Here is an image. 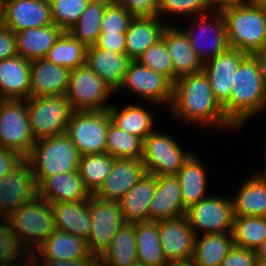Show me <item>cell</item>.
I'll return each mask as SVG.
<instances>
[{
  "mask_svg": "<svg viewBox=\"0 0 266 266\" xmlns=\"http://www.w3.org/2000/svg\"><path fill=\"white\" fill-rule=\"evenodd\" d=\"M167 109H170L169 113L173 118L181 122L236 129L217 102L203 70L176 79L173 83L172 102Z\"/></svg>",
  "mask_w": 266,
  "mask_h": 266,
  "instance_id": "6da1fadb",
  "label": "cell"
},
{
  "mask_svg": "<svg viewBox=\"0 0 266 266\" xmlns=\"http://www.w3.org/2000/svg\"><path fill=\"white\" fill-rule=\"evenodd\" d=\"M232 83L230 100L223 109L226 118L239 129L266 108V85L252 55L241 62Z\"/></svg>",
  "mask_w": 266,
  "mask_h": 266,
  "instance_id": "7a4b0ae2",
  "label": "cell"
},
{
  "mask_svg": "<svg viewBox=\"0 0 266 266\" xmlns=\"http://www.w3.org/2000/svg\"><path fill=\"white\" fill-rule=\"evenodd\" d=\"M229 48L252 55L266 44V9L250 0H238L220 8Z\"/></svg>",
  "mask_w": 266,
  "mask_h": 266,
  "instance_id": "3957f363",
  "label": "cell"
},
{
  "mask_svg": "<svg viewBox=\"0 0 266 266\" xmlns=\"http://www.w3.org/2000/svg\"><path fill=\"white\" fill-rule=\"evenodd\" d=\"M80 154L69 137L63 133L36 140L24 158L39 185L48 177L78 170Z\"/></svg>",
  "mask_w": 266,
  "mask_h": 266,
  "instance_id": "277c9868",
  "label": "cell"
},
{
  "mask_svg": "<svg viewBox=\"0 0 266 266\" xmlns=\"http://www.w3.org/2000/svg\"><path fill=\"white\" fill-rule=\"evenodd\" d=\"M7 219L28 254H33L56 230L52 204L39 196L22 204Z\"/></svg>",
  "mask_w": 266,
  "mask_h": 266,
  "instance_id": "5b68a950",
  "label": "cell"
},
{
  "mask_svg": "<svg viewBox=\"0 0 266 266\" xmlns=\"http://www.w3.org/2000/svg\"><path fill=\"white\" fill-rule=\"evenodd\" d=\"M110 114L104 111H73L65 134L80 156L106 152Z\"/></svg>",
  "mask_w": 266,
  "mask_h": 266,
  "instance_id": "8992f818",
  "label": "cell"
},
{
  "mask_svg": "<svg viewBox=\"0 0 266 266\" xmlns=\"http://www.w3.org/2000/svg\"><path fill=\"white\" fill-rule=\"evenodd\" d=\"M30 129L35 140L65 133L72 109L66 95L30 96L27 99Z\"/></svg>",
  "mask_w": 266,
  "mask_h": 266,
  "instance_id": "52a82bcc",
  "label": "cell"
},
{
  "mask_svg": "<svg viewBox=\"0 0 266 266\" xmlns=\"http://www.w3.org/2000/svg\"><path fill=\"white\" fill-rule=\"evenodd\" d=\"M112 93L110 86L85 63L70 71L66 97L72 111H104L111 105L106 104Z\"/></svg>",
  "mask_w": 266,
  "mask_h": 266,
  "instance_id": "ba28073f",
  "label": "cell"
},
{
  "mask_svg": "<svg viewBox=\"0 0 266 266\" xmlns=\"http://www.w3.org/2000/svg\"><path fill=\"white\" fill-rule=\"evenodd\" d=\"M88 204L90 216L88 249L98 260L109 249L116 232L125 220L116 201L103 200L92 194Z\"/></svg>",
  "mask_w": 266,
  "mask_h": 266,
  "instance_id": "9c48e42d",
  "label": "cell"
},
{
  "mask_svg": "<svg viewBox=\"0 0 266 266\" xmlns=\"http://www.w3.org/2000/svg\"><path fill=\"white\" fill-rule=\"evenodd\" d=\"M191 19L195 20V28L191 25L192 28L182 30L203 64L229 48L225 18L220 9H212Z\"/></svg>",
  "mask_w": 266,
  "mask_h": 266,
  "instance_id": "30bf717a",
  "label": "cell"
},
{
  "mask_svg": "<svg viewBox=\"0 0 266 266\" xmlns=\"http://www.w3.org/2000/svg\"><path fill=\"white\" fill-rule=\"evenodd\" d=\"M35 143L29 124L27 99H4L0 110V146L25 158Z\"/></svg>",
  "mask_w": 266,
  "mask_h": 266,
  "instance_id": "8fae6325",
  "label": "cell"
},
{
  "mask_svg": "<svg viewBox=\"0 0 266 266\" xmlns=\"http://www.w3.org/2000/svg\"><path fill=\"white\" fill-rule=\"evenodd\" d=\"M192 153L168 134L153 131L143 140L142 162L148 173L175 175Z\"/></svg>",
  "mask_w": 266,
  "mask_h": 266,
  "instance_id": "7c38bea8",
  "label": "cell"
},
{
  "mask_svg": "<svg viewBox=\"0 0 266 266\" xmlns=\"http://www.w3.org/2000/svg\"><path fill=\"white\" fill-rule=\"evenodd\" d=\"M191 229L196 236L232 232L233 205L231 197L207 196L186 210Z\"/></svg>",
  "mask_w": 266,
  "mask_h": 266,
  "instance_id": "4fadbf2b",
  "label": "cell"
},
{
  "mask_svg": "<svg viewBox=\"0 0 266 266\" xmlns=\"http://www.w3.org/2000/svg\"><path fill=\"white\" fill-rule=\"evenodd\" d=\"M125 88L153 105H168L172 102L173 83L163 74L141 65L136 60L129 64L124 80L119 87ZM164 103V104H163Z\"/></svg>",
  "mask_w": 266,
  "mask_h": 266,
  "instance_id": "5bb4252c",
  "label": "cell"
},
{
  "mask_svg": "<svg viewBox=\"0 0 266 266\" xmlns=\"http://www.w3.org/2000/svg\"><path fill=\"white\" fill-rule=\"evenodd\" d=\"M38 196L36 177L25 159L0 179V218H8Z\"/></svg>",
  "mask_w": 266,
  "mask_h": 266,
  "instance_id": "9a60e30c",
  "label": "cell"
},
{
  "mask_svg": "<svg viewBox=\"0 0 266 266\" xmlns=\"http://www.w3.org/2000/svg\"><path fill=\"white\" fill-rule=\"evenodd\" d=\"M158 232L168 263L192 260L196 235L185 215L158 221Z\"/></svg>",
  "mask_w": 266,
  "mask_h": 266,
  "instance_id": "2e32d148",
  "label": "cell"
},
{
  "mask_svg": "<svg viewBox=\"0 0 266 266\" xmlns=\"http://www.w3.org/2000/svg\"><path fill=\"white\" fill-rule=\"evenodd\" d=\"M247 56V53L238 49L228 48L203 66L214 96L222 107L230 100L235 73Z\"/></svg>",
  "mask_w": 266,
  "mask_h": 266,
  "instance_id": "e0dca14e",
  "label": "cell"
},
{
  "mask_svg": "<svg viewBox=\"0 0 266 266\" xmlns=\"http://www.w3.org/2000/svg\"><path fill=\"white\" fill-rule=\"evenodd\" d=\"M52 23L49 0L3 1V25L14 33Z\"/></svg>",
  "mask_w": 266,
  "mask_h": 266,
  "instance_id": "ac0fdd59",
  "label": "cell"
},
{
  "mask_svg": "<svg viewBox=\"0 0 266 266\" xmlns=\"http://www.w3.org/2000/svg\"><path fill=\"white\" fill-rule=\"evenodd\" d=\"M146 172L142 159L115 158L111 171L93 194L103 200L118 202Z\"/></svg>",
  "mask_w": 266,
  "mask_h": 266,
  "instance_id": "d6986e66",
  "label": "cell"
},
{
  "mask_svg": "<svg viewBox=\"0 0 266 266\" xmlns=\"http://www.w3.org/2000/svg\"><path fill=\"white\" fill-rule=\"evenodd\" d=\"M181 187L176 175L156 176V190L149 206L148 221H163L185 215Z\"/></svg>",
  "mask_w": 266,
  "mask_h": 266,
  "instance_id": "ffe728a7",
  "label": "cell"
},
{
  "mask_svg": "<svg viewBox=\"0 0 266 266\" xmlns=\"http://www.w3.org/2000/svg\"><path fill=\"white\" fill-rule=\"evenodd\" d=\"M168 48L173 65V83L178 77L203 70L204 64L192 48L182 28L167 25L161 37Z\"/></svg>",
  "mask_w": 266,
  "mask_h": 266,
  "instance_id": "44dd1931",
  "label": "cell"
},
{
  "mask_svg": "<svg viewBox=\"0 0 266 266\" xmlns=\"http://www.w3.org/2000/svg\"><path fill=\"white\" fill-rule=\"evenodd\" d=\"M132 59L126 53L87 47L85 63L115 92L121 86Z\"/></svg>",
  "mask_w": 266,
  "mask_h": 266,
  "instance_id": "7402d4cb",
  "label": "cell"
},
{
  "mask_svg": "<svg viewBox=\"0 0 266 266\" xmlns=\"http://www.w3.org/2000/svg\"><path fill=\"white\" fill-rule=\"evenodd\" d=\"M70 70L47 61L45 58L31 61L30 96L66 95Z\"/></svg>",
  "mask_w": 266,
  "mask_h": 266,
  "instance_id": "603a6c76",
  "label": "cell"
},
{
  "mask_svg": "<svg viewBox=\"0 0 266 266\" xmlns=\"http://www.w3.org/2000/svg\"><path fill=\"white\" fill-rule=\"evenodd\" d=\"M31 86V61L16 55L0 61V97L28 99Z\"/></svg>",
  "mask_w": 266,
  "mask_h": 266,
  "instance_id": "cb8c5ba5",
  "label": "cell"
},
{
  "mask_svg": "<svg viewBox=\"0 0 266 266\" xmlns=\"http://www.w3.org/2000/svg\"><path fill=\"white\" fill-rule=\"evenodd\" d=\"M91 195L78 170L56 174L38 185V196L51 204L88 200Z\"/></svg>",
  "mask_w": 266,
  "mask_h": 266,
  "instance_id": "d4e9b609",
  "label": "cell"
},
{
  "mask_svg": "<svg viewBox=\"0 0 266 266\" xmlns=\"http://www.w3.org/2000/svg\"><path fill=\"white\" fill-rule=\"evenodd\" d=\"M36 250L32 254L34 260L70 261L94 257L89 252L87 240L57 229Z\"/></svg>",
  "mask_w": 266,
  "mask_h": 266,
  "instance_id": "484cf974",
  "label": "cell"
},
{
  "mask_svg": "<svg viewBox=\"0 0 266 266\" xmlns=\"http://www.w3.org/2000/svg\"><path fill=\"white\" fill-rule=\"evenodd\" d=\"M160 20L162 18L160 19L159 16L132 18L125 33V53L132 60H136L151 45L161 39L165 27L170 23Z\"/></svg>",
  "mask_w": 266,
  "mask_h": 266,
  "instance_id": "4316f807",
  "label": "cell"
},
{
  "mask_svg": "<svg viewBox=\"0 0 266 266\" xmlns=\"http://www.w3.org/2000/svg\"><path fill=\"white\" fill-rule=\"evenodd\" d=\"M156 190V175L145 172L118 201L125 222L148 221L149 206Z\"/></svg>",
  "mask_w": 266,
  "mask_h": 266,
  "instance_id": "83f0119b",
  "label": "cell"
},
{
  "mask_svg": "<svg viewBox=\"0 0 266 266\" xmlns=\"http://www.w3.org/2000/svg\"><path fill=\"white\" fill-rule=\"evenodd\" d=\"M63 32L54 23L49 26L27 28L16 32L17 54L30 61L45 58L48 50Z\"/></svg>",
  "mask_w": 266,
  "mask_h": 266,
  "instance_id": "f1b7e54d",
  "label": "cell"
},
{
  "mask_svg": "<svg viewBox=\"0 0 266 266\" xmlns=\"http://www.w3.org/2000/svg\"><path fill=\"white\" fill-rule=\"evenodd\" d=\"M178 178L183 208L187 210L192 205L207 197V174L205 164L193 152L175 174Z\"/></svg>",
  "mask_w": 266,
  "mask_h": 266,
  "instance_id": "f546056e",
  "label": "cell"
},
{
  "mask_svg": "<svg viewBox=\"0 0 266 266\" xmlns=\"http://www.w3.org/2000/svg\"><path fill=\"white\" fill-rule=\"evenodd\" d=\"M52 208L57 230L88 240L90 234L88 200L53 203Z\"/></svg>",
  "mask_w": 266,
  "mask_h": 266,
  "instance_id": "4dcf8cb0",
  "label": "cell"
},
{
  "mask_svg": "<svg viewBox=\"0 0 266 266\" xmlns=\"http://www.w3.org/2000/svg\"><path fill=\"white\" fill-rule=\"evenodd\" d=\"M231 201L234 216L266 217V184L253 173Z\"/></svg>",
  "mask_w": 266,
  "mask_h": 266,
  "instance_id": "1f68e13d",
  "label": "cell"
},
{
  "mask_svg": "<svg viewBox=\"0 0 266 266\" xmlns=\"http://www.w3.org/2000/svg\"><path fill=\"white\" fill-rule=\"evenodd\" d=\"M108 112L114 125L142 140L155 131L153 128L154 115L145 106L129 104L123 109H119L112 104L108 108Z\"/></svg>",
  "mask_w": 266,
  "mask_h": 266,
  "instance_id": "d6a6232c",
  "label": "cell"
},
{
  "mask_svg": "<svg viewBox=\"0 0 266 266\" xmlns=\"http://www.w3.org/2000/svg\"><path fill=\"white\" fill-rule=\"evenodd\" d=\"M233 245L232 232L196 236L192 261L197 266H220Z\"/></svg>",
  "mask_w": 266,
  "mask_h": 266,
  "instance_id": "836d02e7",
  "label": "cell"
},
{
  "mask_svg": "<svg viewBox=\"0 0 266 266\" xmlns=\"http://www.w3.org/2000/svg\"><path fill=\"white\" fill-rule=\"evenodd\" d=\"M137 261L144 266H167L158 232V222H135Z\"/></svg>",
  "mask_w": 266,
  "mask_h": 266,
  "instance_id": "e575fe53",
  "label": "cell"
},
{
  "mask_svg": "<svg viewBox=\"0 0 266 266\" xmlns=\"http://www.w3.org/2000/svg\"><path fill=\"white\" fill-rule=\"evenodd\" d=\"M98 260L104 266H128L137 262L135 223L125 222Z\"/></svg>",
  "mask_w": 266,
  "mask_h": 266,
  "instance_id": "d590c367",
  "label": "cell"
},
{
  "mask_svg": "<svg viewBox=\"0 0 266 266\" xmlns=\"http://www.w3.org/2000/svg\"><path fill=\"white\" fill-rule=\"evenodd\" d=\"M109 4L102 0H90L76 24L67 32L87 47L94 45L101 34V21Z\"/></svg>",
  "mask_w": 266,
  "mask_h": 266,
  "instance_id": "8d00e7d4",
  "label": "cell"
},
{
  "mask_svg": "<svg viewBox=\"0 0 266 266\" xmlns=\"http://www.w3.org/2000/svg\"><path fill=\"white\" fill-rule=\"evenodd\" d=\"M87 46L68 32H63L48 50L45 59L56 65L74 70L85 64Z\"/></svg>",
  "mask_w": 266,
  "mask_h": 266,
  "instance_id": "74e56055",
  "label": "cell"
},
{
  "mask_svg": "<svg viewBox=\"0 0 266 266\" xmlns=\"http://www.w3.org/2000/svg\"><path fill=\"white\" fill-rule=\"evenodd\" d=\"M232 235L234 245L256 251L266 239V217L234 216Z\"/></svg>",
  "mask_w": 266,
  "mask_h": 266,
  "instance_id": "f35d334b",
  "label": "cell"
},
{
  "mask_svg": "<svg viewBox=\"0 0 266 266\" xmlns=\"http://www.w3.org/2000/svg\"><path fill=\"white\" fill-rule=\"evenodd\" d=\"M115 158L108 153L80 156L78 172L91 194H94L109 175Z\"/></svg>",
  "mask_w": 266,
  "mask_h": 266,
  "instance_id": "ab89813d",
  "label": "cell"
},
{
  "mask_svg": "<svg viewBox=\"0 0 266 266\" xmlns=\"http://www.w3.org/2000/svg\"><path fill=\"white\" fill-rule=\"evenodd\" d=\"M106 153L113 158L141 159L143 140L110 122L107 130Z\"/></svg>",
  "mask_w": 266,
  "mask_h": 266,
  "instance_id": "60d3db41",
  "label": "cell"
},
{
  "mask_svg": "<svg viewBox=\"0 0 266 266\" xmlns=\"http://www.w3.org/2000/svg\"><path fill=\"white\" fill-rule=\"evenodd\" d=\"M90 0H49L51 19L64 32L72 28Z\"/></svg>",
  "mask_w": 266,
  "mask_h": 266,
  "instance_id": "b9f144b4",
  "label": "cell"
},
{
  "mask_svg": "<svg viewBox=\"0 0 266 266\" xmlns=\"http://www.w3.org/2000/svg\"><path fill=\"white\" fill-rule=\"evenodd\" d=\"M136 61L163 74L173 83V65L168 48L162 38L151 45Z\"/></svg>",
  "mask_w": 266,
  "mask_h": 266,
  "instance_id": "7bdbcfd3",
  "label": "cell"
},
{
  "mask_svg": "<svg viewBox=\"0 0 266 266\" xmlns=\"http://www.w3.org/2000/svg\"><path fill=\"white\" fill-rule=\"evenodd\" d=\"M211 7L205 0H159L157 16L177 15L183 17H194L210 12ZM162 14V15H161ZM186 15V16H185Z\"/></svg>",
  "mask_w": 266,
  "mask_h": 266,
  "instance_id": "ee69618b",
  "label": "cell"
},
{
  "mask_svg": "<svg viewBox=\"0 0 266 266\" xmlns=\"http://www.w3.org/2000/svg\"><path fill=\"white\" fill-rule=\"evenodd\" d=\"M0 220L2 223L0 224V265L19 261L22 257H28V253L21 247L11 229L8 219L0 218Z\"/></svg>",
  "mask_w": 266,
  "mask_h": 266,
  "instance_id": "f6af8a7d",
  "label": "cell"
},
{
  "mask_svg": "<svg viewBox=\"0 0 266 266\" xmlns=\"http://www.w3.org/2000/svg\"><path fill=\"white\" fill-rule=\"evenodd\" d=\"M132 18L117 1L110 3L101 21V33H126Z\"/></svg>",
  "mask_w": 266,
  "mask_h": 266,
  "instance_id": "bcb514c9",
  "label": "cell"
},
{
  "mask_svg": "<svg viewBox=\"0 0 266 266\" xmlns=\"http://www.w3.org/2000/svg\"><path fill=\"white\" fill-rule=\"evenodd\" d=\"M132 17L157 16L159 0H117Z\"/></svg>",
  "mask_w": 266,
  "mask_h": 266,
  "instance_id": "7dc6e473",
  "label": "cell"
},
{
  "mask_svg": "<svg viewBox=\"0 0 266 266\" xmlns=\"http://www.w3.org/2000/svg\"><path fill=\"white\" fill-rule=\"evenodd\" d=\"M256 259L255 250L233 245L220 266H254Z\"/></svg>",
  "mask_w": 266,
  "mask_h": 266,
  "instance_id": "c3c4849f",
  "label": "cell"
},
{
  "mask_svg": "<svg viewBox=\"0 0 266 266\" xmlns=\"http://www.w3.org/2000/svg\"><path fill=\"white\" fill-rule=\"evenodd\" d=\"M94 45L105 50L125 53L126 36L125 33H101Z\"/></svg>",
  "mask_w": 266,
  "mask_h": 266,
  "instance_id": "681fc988",
  "label": "cell"
},
{
  "mask_svg": "<svg viewBox=\"0 0 266 266\" xmlns=\"http://www.w3.org/2000/svg\"><path fill=\"white\" fill-rule=\"evenodd\" d=\"M17 54L15 33L5 25L0 26V61Z\"/></svg>",
  "mask_w": 266,
  "mask_h": 266,
  "instance_id": "f907efd6",
  "label": "cell"
},
{
  "mask_svg": "<svg viewBox=\"0 0 266 266\" xmlns=\"http://www.w3.org/2000/svg\"><path fill=\"white\" fill-rule=\"evenodd\" d=\"M23 159L16 151L0 146V179L14 169Z\"/></svg>",
  "mask_w": 266,
  "mask_h": 266,
  "instance_id": "816d5d0a",
  "label": "cell"
},
{
  "mask_svg": "<svg viewBox=\"0 0 266 266\" xmlns=\"http://www.w3.org/2000/svg\"><path fill=\"white\" fill-rule=\"evenodd\" d=\"M97 259L95 257H83L80 259L63 260H35L36 266H93ZM43 263V264H42Z\"/></svg>",
  "mask_w": 266,
  "mask_h": 266,
  "instance_id": "f5cc1de1",
  "label": "cell"
},
{
  "mask_svg": "<svg viewBox=\"0 0 266 266\" xmlns=\"http://www.w3.org/2000/svg\"><path fill=\"white\" fill-rule=\"evenodd\" d=\"M255 58L259 72L263 78V81L266 85V44L262 46L259 50L252 54Z\"/></svg>",
  "mask_w": 266,
  "mask_h": 266,
  "instance_id": "db71d44e",
  "label": "cell"
},
{
  "mask_svg": "<svg viewBox=\"0 0 266 266\" xmlns=\"http://www.w3.org/2000/svg\"><path fill=\"white\" fill-rule=\"evenodd\" d=\"M16 262H18V261H15V262H12L9 264H3L0 266H36L35 260H34V257L32 256V254H28L27 259L24 257V260L21 259V260H19L18 263H16ZM19 264H21V265H19Z\"/></svg>",
  "mask_w": 266,
  "mask_h": 266,
  "instance_id": "11a10c76",
  "label": "cell"
},
{
  "mask_svg": "<svg viewBox=\"0 0 266 266\" xmlns=\"http://www.w3.org/2000/svg\"><path fill=\"white\" fill-rule=\"evenodd\" d=\"M212 9H220L238 0H205Z\"/></svg>",
  "mask_w": 266,
  "mask_h": 266,
  "instance_id": "9f6ffc18",
  "label": "cell"
},
{
  "mask_svg": "<svg viewBox=\"0 0 266 266\" xmlns=\"http://www.w3.org/2000/svg\"><path fill=\"white\" fill-rule=\"evenodd\" d=\"M255 252L258 259L266 261V239L261 243Z\"/></svg>",
  "mask_w": 266,
  "mask_h": 266,
  "instance_id": "6f0895ef",
  "label": "cell"
},
{
  "mask_svg": "<svg viewBox=\"0 0 266 266\" xmlns=\"http://www.w3.org/2000/svg\"><path fill=\"white\" fill-rule=\"evenodd\" d=\"M167 266H197L192 260L189 261H179V262H170Z\"/></svg>",
  "mask_w": 266,
  "mask_h": 266,
  "instance_id": "680465c9",
  "label": "cell"
},
{
  "mask_svg": "<svg viewBox=\"0 0 266 266\" xmlns=\"http://www.w3.org/2000/svg\"><path fill=\"white\" fill-rule=\"evenodd\" d=\"M265 158H266V155H265ZM255 174L266 184V165H265L264 171H262V169H258L257 172H255Z\"/></svg>",
  "mask_w": 266,
  "mask_h": 266,
  "instance_id": "91938a15",
  "label": "cell"
},
{
  "mask_svg": "<svg viewBox=\"0 0 266 266\" xmlns=\"http://www.w3.org/2000/svg\"><path fill=\"white\" fill-rule=\"evenodd\" d=\"M253 4L261 6L266 9V0H250Z\"/></svg>",
  "mask_w": 266,
  "mask_h": 266,
  "instance_id": "94428289",
  "label": "cell"
},
{
  "mask_svg": "<svg viewBox=\"0 0 266 266\" xmlns=\"http://www.w3.org/2000/svg\"><path fill=\"white\" fill-rule=\"evenodd\" d=\"M3 25V1L0 0V26Z\"/></svg>",
  "mask_w": 266,
  "mask_h": 266,
  "instance_id": "6125c7cd",
  "label": "cell"
},
{
  "mask_svg": "<svg viewBox=\"0 0 266 266\" xmlns=\"http://www.w3.org/2000/svg\"><path fill=\"white\" fill-rule=\"evenodd\" d=\"M254 266H266V261L257 258Z\"/></svg>",
  "mask_w": 266,
  "mask_h": 266,
  "instance_id": "be15d7a7",
  "label": "cell"
},
{
  "mask_svg": "<svg viewBox=\"0 0 266 266\" xmlns=\"http://www.w3.org/2000/svg\"><path fill=\"white\" fill-rule=\"evenodd\" d=\"M128 266H144L141 262H135V263H133V264H130V265H128Z\"/></svg>",
  "mask_w": 266,
  "mask_h": 266,
  "instance_id": "e7e4bbea",
  "label": "cell"
},
{
  "mask_svg": "<svg viewBox=\"0 0 266 266\" xmlns=\"http://www.w3.org/2000/svg\"><path fill=\"white\" fill-rule=\"evenodd\" d=\"M93 266H104V265L99 260H97Z\"/></svg>",
  "mask_w": 266,
  "mask_h": 266,
  "instance_id": "03108f58",
  "label": "cell"
},
{
  "mask_svg": "<svg viewBox=\"0 0 266 266\" xmlns=\"http://www.w3.org/2000/svg\"><path fill=\"white\" fill-rule=\"evenodd\" d=\"M3 101H4V99L0 97V110H1V107H2V104H3Z\"/></svg>",
  "mask_w": 266,
  "mask_h": 266,
  "instance_id": "003e7915",
  "label": "cell"
},
{
  "mask_svg": "<svg viewBox=\"0 0 266 266\" xmlns=\"http://www.w3.org/2000/svg\"><path fill=\"white\" fill-rule=\"evenodd\" d=\"M102 1H106V2H108V3H113V2H115V1H117V0H102Z\"/></svg>",
  "mask_w": 266,
  "mask_h": 266,
  "instance_id": "a7ac6f4b",
  "label": "cell"
}]
</instances>
